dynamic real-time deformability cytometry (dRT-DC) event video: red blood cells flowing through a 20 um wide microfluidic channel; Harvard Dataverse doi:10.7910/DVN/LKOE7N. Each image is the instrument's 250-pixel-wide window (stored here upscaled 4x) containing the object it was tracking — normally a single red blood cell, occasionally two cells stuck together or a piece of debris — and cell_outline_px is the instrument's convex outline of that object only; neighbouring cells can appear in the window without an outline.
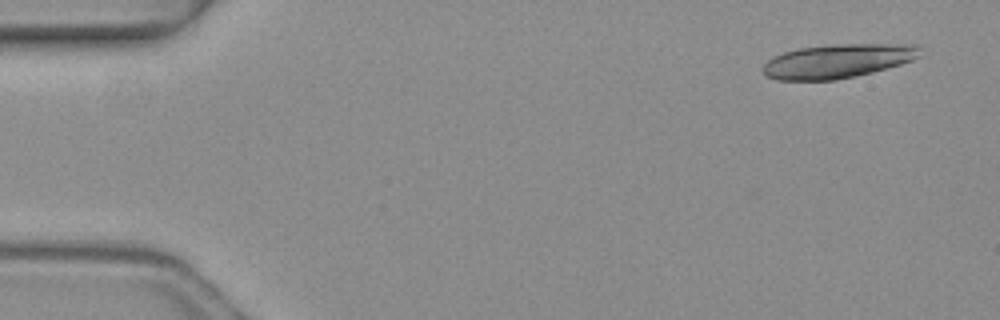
{"species": "common noctule bat (a hibernating species)", "species_latin": "Nyctalus noctula", "temperature_condition": "warm", "stored_images_in_passage": 4, "camera_frame_rate_fps": 3000, "um_per_image_px": 0.085, "animal": {"sex": "female", "body_mass_g": 19.3, "forearm_length_mm": 54.1}, "frame": {"image": 1, "passage_image": 1, "time_ms": 0.0, "image_size_px": [1000, 320], "cell_outline_px": [[920, 56], [912, 60], [900, 64], [872, 72], [836, 80], [776, 80], [768, 76], [764, 72], [764, 64], [768, 60], [784, 52], [796, 48], [836, 44], [912, 44], [920, 48]], "centroid_in_image_um": [71.21, 5.18], "position_along_channel_um": 13.8, "area_um2": 30.87}}